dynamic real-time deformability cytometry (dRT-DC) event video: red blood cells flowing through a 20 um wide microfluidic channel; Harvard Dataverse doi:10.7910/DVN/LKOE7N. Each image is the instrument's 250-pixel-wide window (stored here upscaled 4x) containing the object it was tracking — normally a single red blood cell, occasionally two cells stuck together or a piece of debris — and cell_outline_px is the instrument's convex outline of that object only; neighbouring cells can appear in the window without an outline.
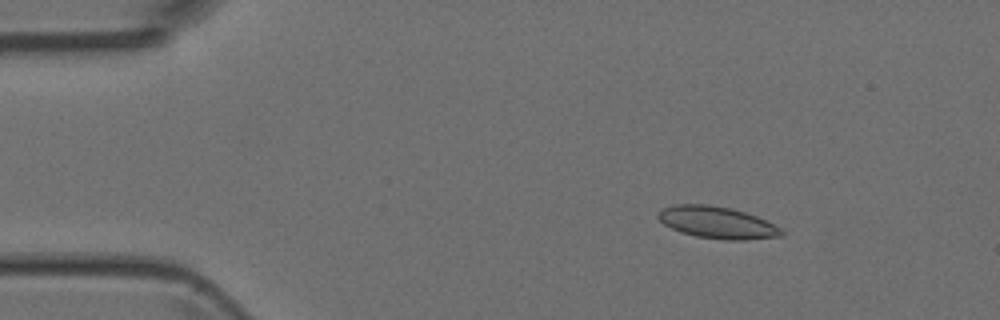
{"species": "Egyptian fruit bat (a non-hibernating species)", "species_latin": "Rousettus aegyptiacus", "temperature_condition": "room temperature", "stored_images_in_passage": 3, "camera_frame_rate_fps": 3000, "um_per_image_px": 0.085, "animal": {"sex": "female"}, "frame": {"image": 1, "passage_image": 1, "time_ms": 0.0, "image_size_px": [1000, 320], "cell_outline_px": [[784, 236], [744, 240], [724, 240], [696, 236], [680, 232], [664, 224], [656, 216], [664, 208], [676, 204], [708, 204], [728, 208], [744, 212], [756, 216], [780, 228], [784, 232]], "centroid_in_image_um": [60.96, 18.92], "position_along_channel_um": 24.0, "area_um2": 22.72}}